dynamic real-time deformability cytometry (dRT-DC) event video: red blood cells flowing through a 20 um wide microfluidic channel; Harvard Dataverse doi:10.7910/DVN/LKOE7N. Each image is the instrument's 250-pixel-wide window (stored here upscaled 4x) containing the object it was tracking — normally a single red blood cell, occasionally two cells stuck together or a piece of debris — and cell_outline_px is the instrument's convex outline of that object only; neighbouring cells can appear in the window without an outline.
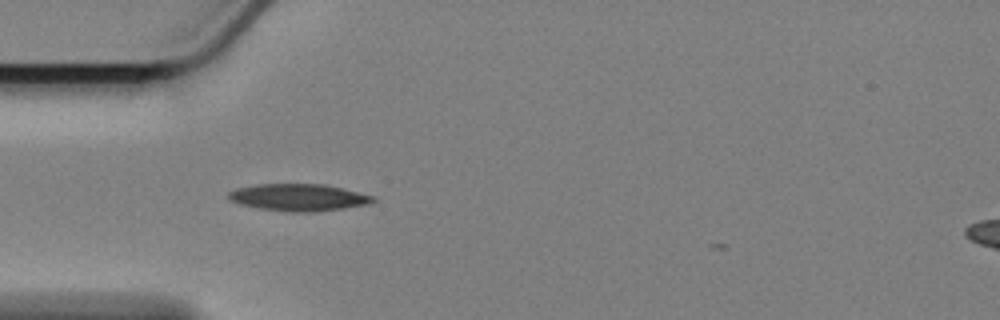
{"species": "Egyptian fruit bat (a non-hibernating species)", "species_latin": "Rousettus aegyptiacus", "temperature_condition": "cold", "stored_images_in_passage": 37, "camera_frame_rate_fps": 3000, "um_per_image_px": 0.085, "animal": {"sex": "female"}, "frame": {"image": 1, "passage_image": 2, "time_ms": 0.333, "image_size_px": [1000, 320], "cell_outline_px": [[376, 200], [368, 204], [344, 208], [316, 212], [284, 212], [260, 208], [240, 204], [228, 200], [228, 192], [236, 188], [256, 184], [324, 184], [372, 196]], "centroid_in_image_um": [25.32, 16.78], "position_along_channel_um": 59.7, "area_um2": 22.72}}
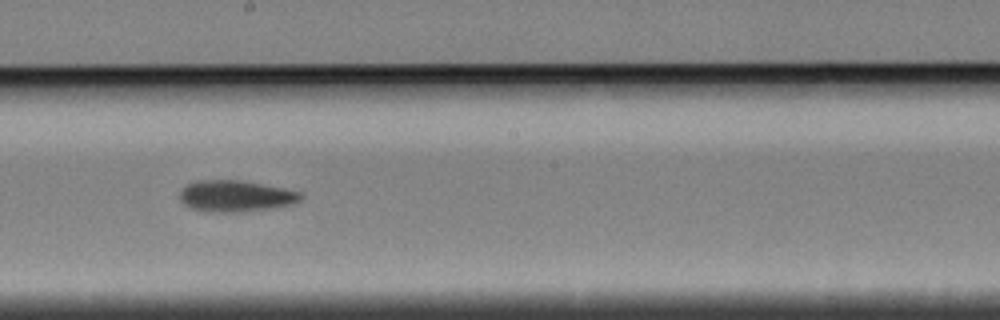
{"frame": {"image": 2, "passage_image": 17, "time_ms": 5.333, "image_size_px": [1000, 320], "cell_outline_px": [[304, 196], [300, 200], [292, 204], [276, 208], [232, 212], [208, 212], [192, 208], [184, 204], [180, 200], [180, 192], [188, 184], [196, 180], [240, 180], [300, 192]], "centroid_in_image_um": [20.02, 16.67], "position_along_channel_um": 228.2, "area_um2": 21.91}}
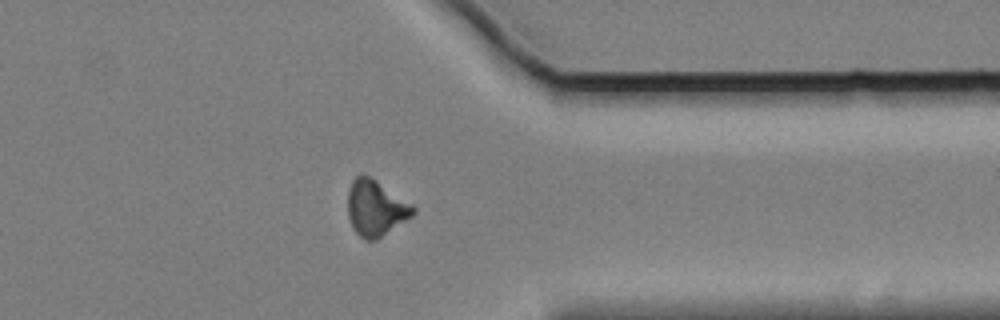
{"frame": {"image": 3, "passage_image": 31, "time_ms": 10.0, "image_size_px": [1000, 320], "cell_outline_px": [[416, 212], [412, 216], [376, 240], [364, 240], [352, 228], [348, 216], [348, 188], [352, 180], [356, 176], [368, 176], [412, 204], [416, 208]], "centroid_in_image_um": [31.91, 17.71], "position_along_channel_um": 379.5, "area_um2": 20.92}}